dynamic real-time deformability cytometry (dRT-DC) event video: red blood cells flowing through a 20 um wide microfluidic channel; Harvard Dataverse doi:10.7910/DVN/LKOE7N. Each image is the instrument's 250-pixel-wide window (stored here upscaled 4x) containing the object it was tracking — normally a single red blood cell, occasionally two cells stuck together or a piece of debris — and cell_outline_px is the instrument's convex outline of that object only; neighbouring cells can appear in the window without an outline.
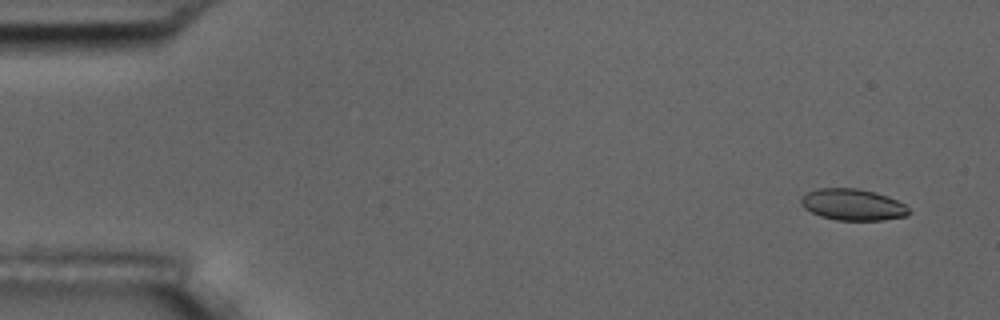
{"species": "common noctule bat (a hibernating species)", "species_latin": "Nyctalus noctula", "temperature_condition": "room temperature", "stored_images_in_passage": 6, "camera_frame_rate_fps": 3000, "um_per_image_px": 0.085, "animal": {"sex": "male", "body_mass_g": 17.5, "forearm_length_mm": 52.3}, "frame": {"image": 1, "passage_image": 2, "time_ms": 0.667, "image_size_px": [1000, 320], "cell_outline_px": [[912, 212], [908, 216], [884, 220], [836, 220], [820, 216], [804, 208], [800, 204], [800, 196], [816, 188], [856, 188], [888, 196], [904, 204]], "centroid_in_image_um": [72.47, 17.4], "position_along_channel_um": 12.5, "area_um2": 19.88}}